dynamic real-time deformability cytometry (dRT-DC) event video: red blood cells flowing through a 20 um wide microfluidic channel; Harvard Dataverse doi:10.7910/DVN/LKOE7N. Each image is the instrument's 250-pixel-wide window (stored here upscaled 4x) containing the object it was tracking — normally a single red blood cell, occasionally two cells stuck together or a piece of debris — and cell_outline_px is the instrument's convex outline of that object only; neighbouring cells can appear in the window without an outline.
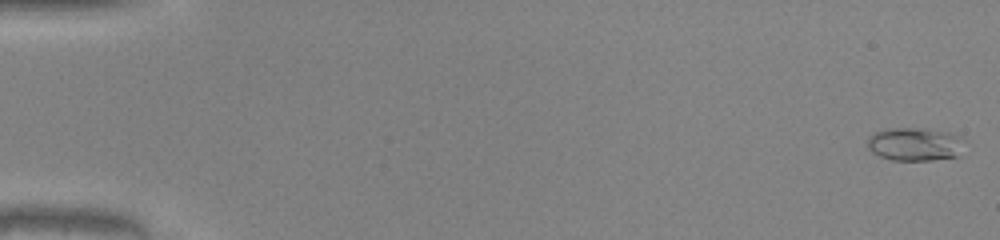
{"species": "common noctule bat (a hibernating species)", "species_latin": "Nyctalus noctula", "temperature_condition": "warm", "stored_images_in_passage": 51, "camera_frame_rate_fps": 3000, "um_per_image_px": 0.085, "animal": {"sex": "male", "body_mass_g": 20.0, "forearm_length_mm": 53.3}, "frame": {"image": 1, "passage_image": 1, "time_ms": 0.0, "image_size_px": [1000, 240], "cell_outline_px": [[972, 144], [960, 156], [932, 160], [892, 160], [880, 156], [872, 152], [868, 148], [868, 136], [872, 132], [888, 128], [924, 128], [948, 132], [960, 136], [968, 140]], "centroid_in_image_um": [77.9, 12.25], "position_along_channel_um": 7.1, "area_um2": 19.71}}
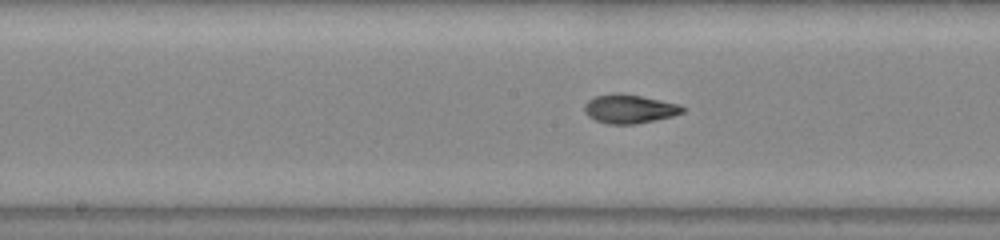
{"frame": {"image": 2, "passage_image": 27, "time_ms": 8.667, "image_size_px": [1000, 240], "cell_outline_px": [[684, 112], [672, 116], [636, 124], [608, 124], [596, 120], [588, 116], [584, 112], [584, 104], [588, 100], [596, 96], [616, 92], [620, 92], [680, 104], [684, 108]], "centroid_in_image_um": [53.48, 9.25], "position_along_channel_um": 194.7, "area_um2": 16.47}}
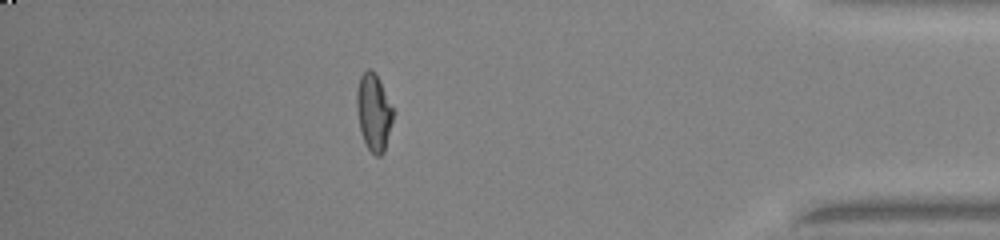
{"frame": {"image": 3, "passage_image": 45, "time_ms": 14.667, "image_size_px": [1000, 240], "cell_outline_px": [[392, 120], [384, 152], [380, 156], [376, 156], [364, 144], [360, 132], [356, 108], [356, 92], [360, 76], [368, 68], [372, 68], [376, 72], [380, 80], [392, 108]], "centroid_in_image_um": [31.73, 9.52], "position_along_channel_um": 403.5, "area_um2": 16.36}, "authors_computed_cell_mechanics": {"area_um2": 16.184, "velocity_mm_per_s": 4.1362, "shape_relaxation_time_tau1_ms": 4.1039, "shape_relaxation_time_tau2_ms": 1.0995, "deformation_change_tau1": 0.186, "deformation_change_tau2": 0.0571}}